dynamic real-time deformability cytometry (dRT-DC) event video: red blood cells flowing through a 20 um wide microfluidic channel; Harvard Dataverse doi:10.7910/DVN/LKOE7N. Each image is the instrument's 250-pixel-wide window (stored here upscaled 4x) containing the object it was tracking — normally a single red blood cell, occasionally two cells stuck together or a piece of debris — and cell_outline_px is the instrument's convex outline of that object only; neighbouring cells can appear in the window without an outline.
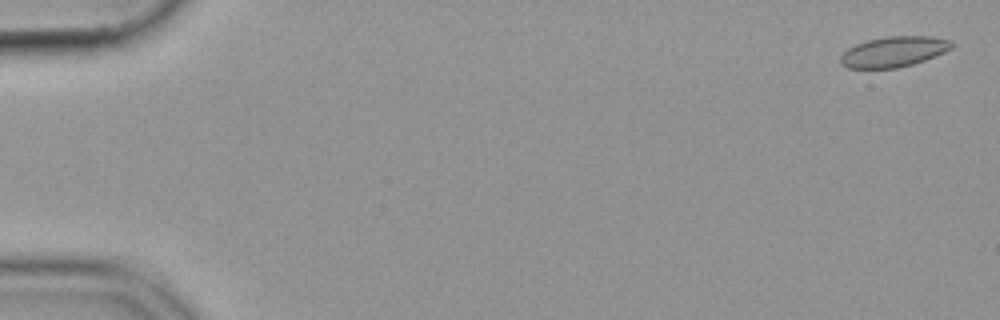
{"species": "common noctule bat (a hibernating species)", "species_latin": "Nyctalus noctula", "temperature_condition": "cold", "stored_images_in_passage": 56, "camera_frame_rate_fps": 3000, "um_per_image_px": 0.085, "animal": {"sex": "female", "body_mass_g": 19.9}, "frame": {"image": 1, "passage_image": 2, "time_ms": 0.333, "image_size_px": [1000, 320], "cell_outline_px": [[952, 48], [944, 52], [924, 60], [912, 64], [896, 68], [848, 68], [840, 64], [840, 56], [848, 48], [856, 44], [868, 40], [888, 36], [928, 36], [952, 40]], "centroid_in_image_um": [75.95, 4.39], "position_along_channel_um": 9.1, "area_um2": 19.59}}
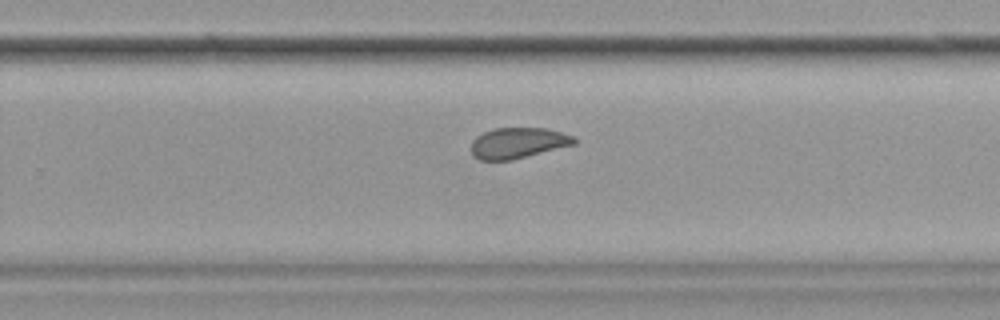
{"frame": {"image": 2, "passage_image": 37, "time_ms": 12.0, "image_size_px": [1000, 320], "cell_outline_px": [[576, 144], [512, 160], [480, 160], [472, 156], [472, 140], [476, 136], [484, 132], [496, 128], [548, 128], [572, 136], [576, 140]], "centroid_in_image_um": [44.02, 12.15], "position_along_channel_um": 285.8, "area_um2": 18.44}}
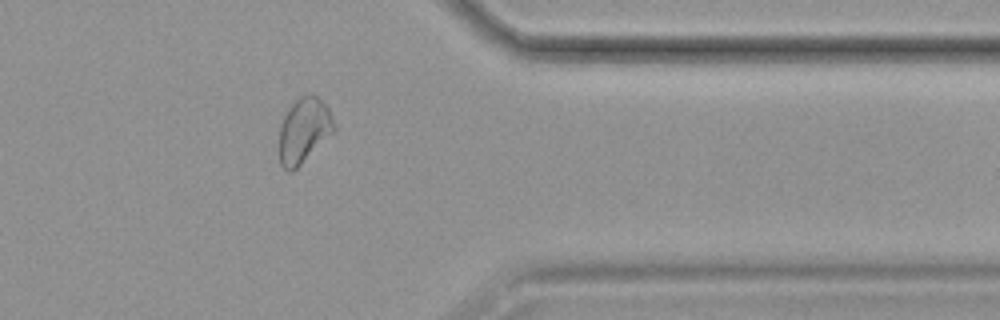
{"frame": {"image": 3, "passage_image": 46, "time_ms": 15.0, "image_size_px": [1000, 320], "cell_outline_px": [[336, 132], [292, 172], [288, 172], [280, 164], [280, 124], [288, 108], [300, 96], [316, 96], [328, 108], [336, 128]], "centroid_in_image_um": [25.84, 11.13], "position_along_channel_um": 385.6, "area_um2": 20.69}}